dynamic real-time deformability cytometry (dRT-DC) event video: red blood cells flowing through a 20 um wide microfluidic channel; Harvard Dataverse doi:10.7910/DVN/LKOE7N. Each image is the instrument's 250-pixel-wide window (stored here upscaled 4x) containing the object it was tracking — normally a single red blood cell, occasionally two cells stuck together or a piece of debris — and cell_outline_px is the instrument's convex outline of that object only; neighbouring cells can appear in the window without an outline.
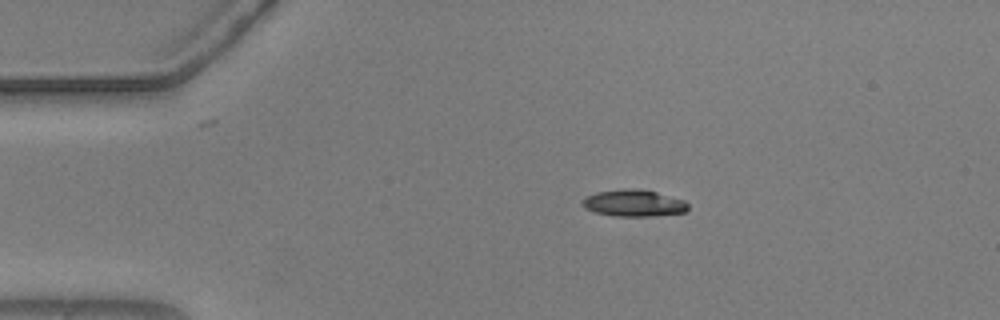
{"species": "common noctule bat (a hibernating species)", "species_latin": "Nyctalus noctula", "temperature_condition": "warm", "stored_images_in_passage": 29, "camera_frame_rate_fps": 3000, "um_per_image_px": 0.085, "animal": {"sex": "male", "body_mass_g": 20.5, "forearm_length_mm": 52.5}, "frame": {"image": 1, "passage_image": 1, "time_ms": 0.0, "image_size_px": [1000, 320], "cell_outline_px": [[688, 208], [684, 212], [652, 216], [612, 216], [596, 212], [584, 208], [580, 204], [588, 196], [596, 192], [624, 188], [632, 188], [656, 192], [684, 200], [688, 204]], "centroid_in_image_um": [53.85, 17.26], "position_along_channel_um": 31.2, "area_um2": 16.36}}
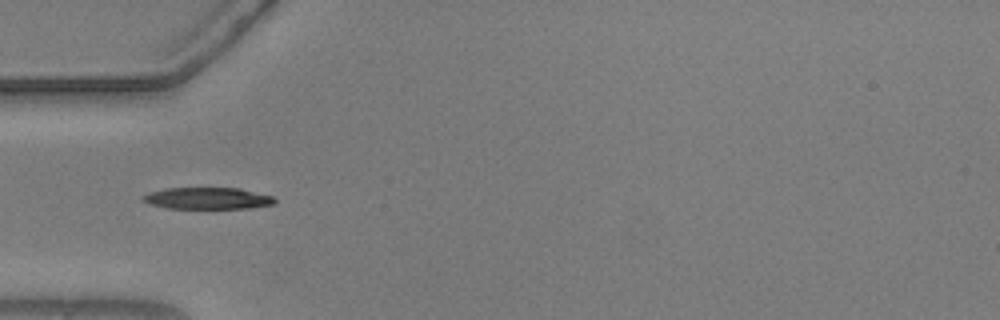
{"frame": {"image": 2, "passage_image": 8, "time_ms": 2.333, "image_size_px": [1000, 320], "cell_outline_px": [[276, 204], [248, 208], [168, 208], [148, 204], [140, 200], [140, 196], [148, 192], [164, 188], [240, 188], [272, 196], [276, 200]], "centroid_in_image_um": [17.58, 16.85], "position_along_channel_um": 67.4, "area_um2": 16.82}}
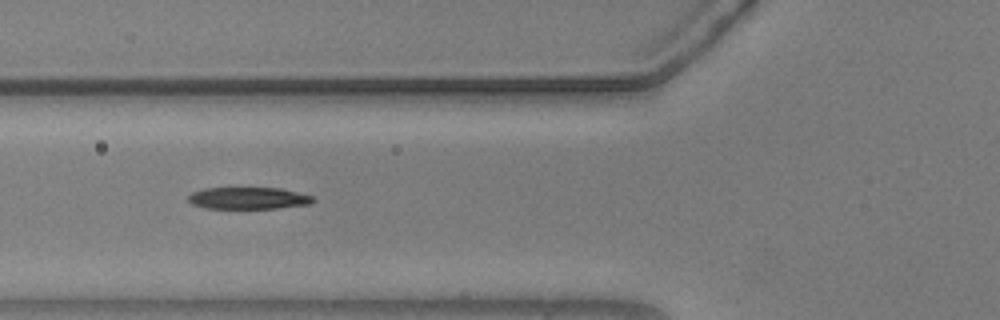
{"frame": {"image": 3, "passage_image": 11, "time_ms": 3.333, "image_size_px": [1000, 320], "cell_outline_px": [[316, 200], [312, 204], [276, 208], [208, 208], [192, 204], [188, 200], [188, 196], [192, 192], [204, 188], [280, 188], [312, 196]], "centroid_in_image_um": [21.12, 16.84], "position_along_channel_um": 104.7, "area_um2": 15.84}}